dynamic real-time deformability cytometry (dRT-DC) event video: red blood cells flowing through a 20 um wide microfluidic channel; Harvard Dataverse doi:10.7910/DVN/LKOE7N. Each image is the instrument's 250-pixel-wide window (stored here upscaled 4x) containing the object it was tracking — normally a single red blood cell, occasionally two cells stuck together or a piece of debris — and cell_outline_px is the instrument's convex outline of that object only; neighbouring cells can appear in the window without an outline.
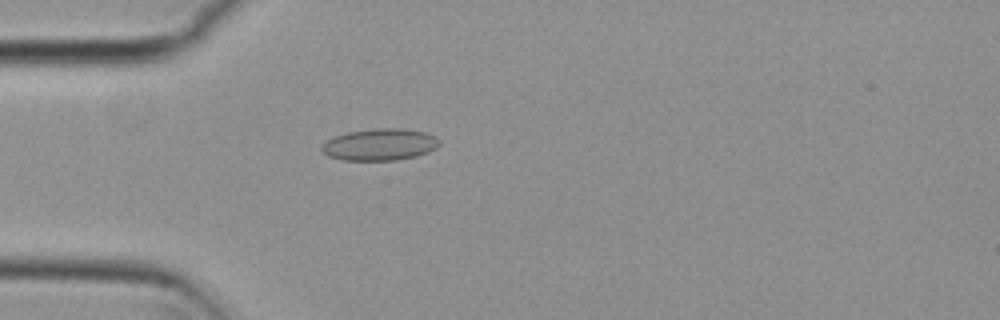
{"species": "common noctule bat (a hibernating species)", "species_latin": "Nyctalus noctula", "temperature_condition": "cold", "stored_images_in_passage": 48, "camera_frame_rate_fps": 3000, "um_per_image_px": 0.085, "animal": {"sex": "female", "body_mass_g": 29.2, "forearm_length_mm": 56.3}, "frame": {"image": 1, "passage_image": 9, "time_ms": 2.667, "image_size_px": [1000, 320], "cell_outline_px": [[440, 144], [436, 148], [428, 152], [416, 156], [396, 160], [344, 160], [328, 156], [320, 148], [328, 140], [336, 136], [348, 132], [376, 128], [404, 128], [424, 132], [436, 136], [440, 140]], "centroid_in_image_um": [32.33, 12.28], "position_along_channel_um": 52.7, "area_um2": 21.73}}
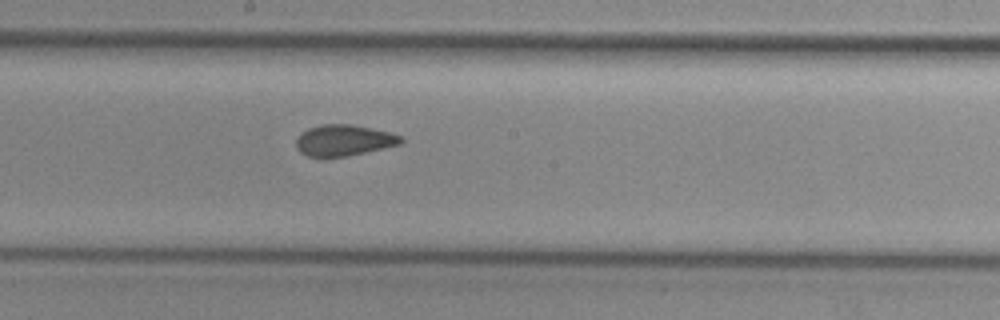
{"frame": {"image": 2, "passage_image": 23, "time_ms": 7.333, "image_size_px": [1000, 320], "cell_outline_px": [[404, 140], [400, 144], [384, 148], [348, 156], [308, 156], [300, 152], [296, 148], [296, 136], [300, 132], [308, 128], [320, 124], [352, 124], [388, 132], [404, 136]], "centroid_in_image_um": [29.21, 11.91], "position_along_channel_um": 219.0, "area_um2": 19.07}}
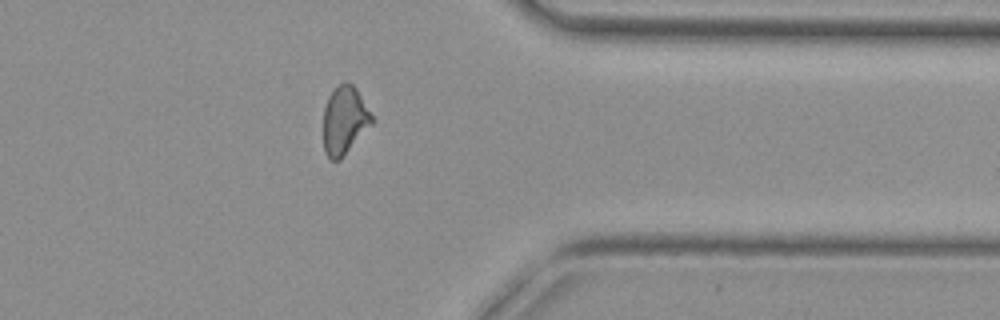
{"frame": {"image": 3, "passage_image": 37, "time_ms": 12.0, "image_size_px": [1000, 320], "cell_outline_px": [[372, 124], [340, 160], [328, 160], [324, 152], [324, 108], [328, 96], [344, 80], [352, 84], [356, 88], [372, 116]], "centroid_in_image_um": [29.26, 10.25], "position_along_channel_um": 382.1, "area_um2": 19.07}, "authors_computed_cell_mechanics": {"area_um2": 19.5364, "velocity_mm_per_s": 3.745, "shape_relaxation_time_tau1_ms": null, "shape_relaxation_time_tau2_ms": 1.5025, "deformation_change_tau1": null, "deformation_change_tau2": 0.0641}}